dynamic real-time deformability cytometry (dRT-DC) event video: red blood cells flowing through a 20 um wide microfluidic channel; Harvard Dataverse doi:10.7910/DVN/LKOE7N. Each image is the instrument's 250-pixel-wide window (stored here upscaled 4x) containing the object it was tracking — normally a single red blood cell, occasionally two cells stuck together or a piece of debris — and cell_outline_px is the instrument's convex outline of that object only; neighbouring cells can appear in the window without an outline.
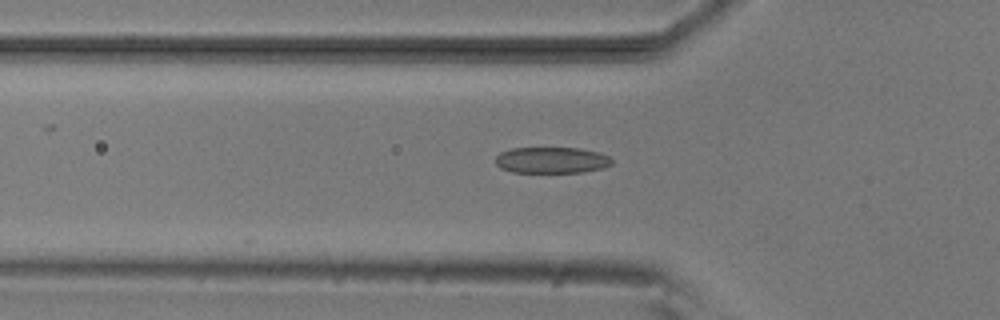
{"species": "common noctule bat (a hibernating species)", "species_latin": "Nyctalus noctula", "temperature_condition": "room temperature", "stored_images_in_passage": 23, "camera_frame_rate_fps": 3000, "um_per_image_px": 0.085, "animal": {"sex": "male", "body_mass_g": 20.5, "forearm_length_mm": 52.5}, "frame": {"image": 1, "passage_image": 5, "time_ms": 1.333, "image_size_px": [1000, 320], "cell_outline_px": [[612, 164], [604, 168], [584, 172], [512, 172], [500, 168], [496, 164], [496, 156], [500, 152], [512, 148], [580, 148], [600, 152], [608, 156], [612, 160]], "centroid_in_image_um": [46.9, 13.61], "position_along_channel_um": 78.9, "area_um2": 17.86}}
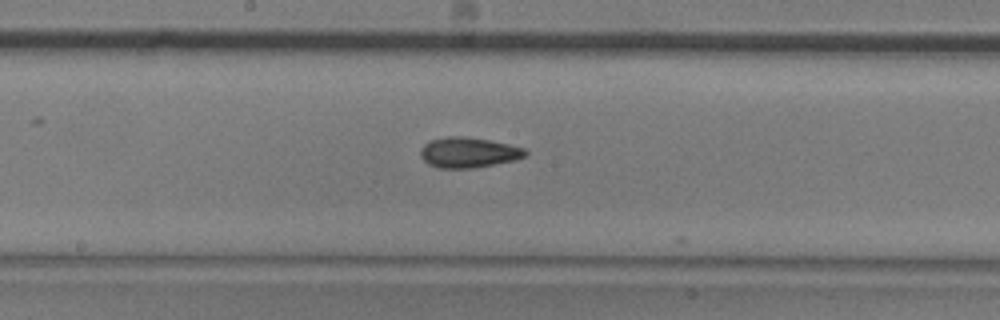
{"frame": {"image": 2, "passage_image": 15, "time_ms": 4.667, "image_size_px": [1000, 320], "cell_outline_px": [[528, 152], [524, 156], [516, 160], [472, 168], [440, 168], [428, 164], [420, 156], [420, 152], [424, 144], [432, 140], [448, 136], [464, 136], [488, 140], [508, 144], [524, 148]], "centroid_in_image_um": [39.81, 12.96], "position_along_channel_um": 208.4, "area_um2": 18.38}}
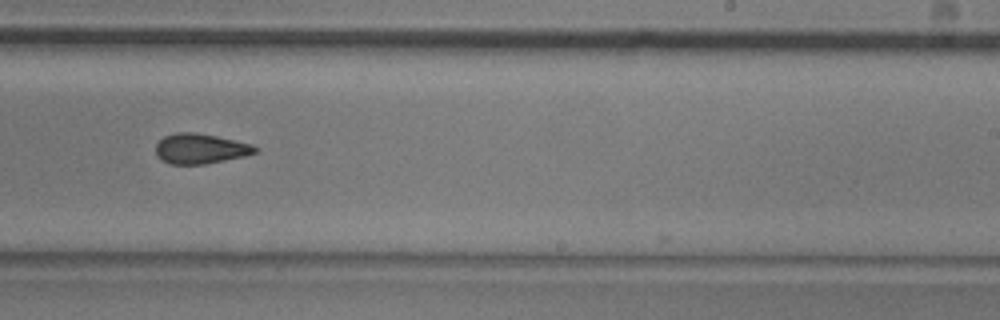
{"frame": {"image": 3, "passage_image": 20, "time_ms": 6.333, "image_size_px": [1000, 320], "cell_outline_px": [[256, 152], [244, 156], [204, 164], [172, 164], [156, 156], [156, 144], [164, 136], [176, 132], [196, 132], [216, 136], [252, 144], [256, 148]], "centroid_in_image_um": [17.0, 12.62], "position_along_channel_um": 272.0, "area_um2": 17.22}}